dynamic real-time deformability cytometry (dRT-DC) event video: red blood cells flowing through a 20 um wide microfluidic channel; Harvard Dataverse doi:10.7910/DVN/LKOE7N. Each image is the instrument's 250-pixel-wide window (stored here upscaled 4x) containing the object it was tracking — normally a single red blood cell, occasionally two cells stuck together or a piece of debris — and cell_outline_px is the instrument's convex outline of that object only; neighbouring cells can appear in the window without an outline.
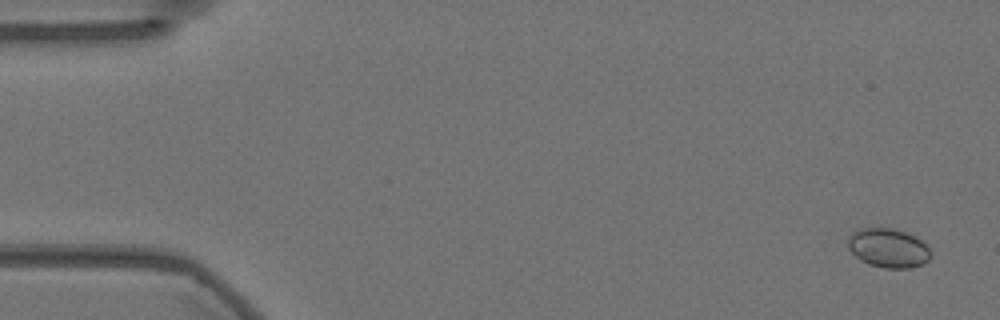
{"species": "Egyptian fruit bat (a non-hibernating species)", "species_latin": "Rousettus aegyptiacus", "temperature_condition": "warm", "stored_images_in_passage": 58, "camera_frame_rate_fps": 3000, "um_per_image_px": 0.085, "animal": {"sex": "female"}, "frame": {"image": 1, "passage_image": 3, "time_ms": 0.667, "image_size_px": [1000, 320], "cell_outline_px": [[932, 256], [924, 264], [912, 268], [884, 268], [868, 264], [860, 260], [848, 248], [848, 236], [852, 232], [864, 228], [892, 228], [908, 232], [916, 236], [928, 244], [932, 252]], "centroid_in_image_um": [75.56, 21.08], "position_along_channel_um": 9.4, "area_um2": 19.31}}
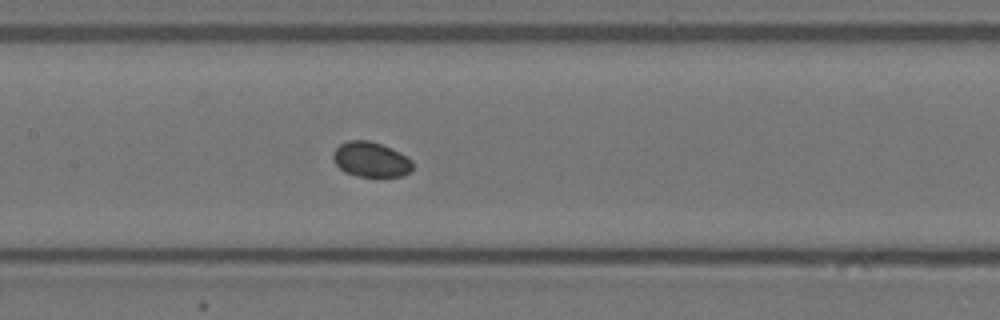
{"frame": {"image": 2, "passage_image": 28, "time_ms": 9.0, "image_size_px": [1000, 320], "cell_outline_px": [[412, 172], [404, 176], [356, 176], [344, 172], [332, 160], [332, 152], [340, 144], [348, 140], [368, 140], [392, 148], [400, 152], [412, 160]], "centroid_in_image_um": [31.52, 13.56], "position_along_channel_um": 175.9, "area_um2": 16.42}}
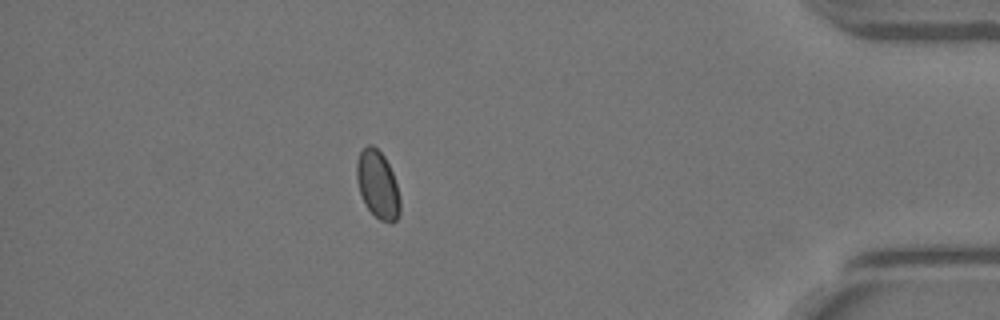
{"frame": {"image": 3, "passage_image": 51, "time_ms": 16.667, "image_size_px": [1000, 320], "cell_outline_px": [[400, 212], [396, 220], [392, 224], [380, 220], [364, 204], [356, 180], [356, 160], [360, 152], [368, 144], [372, 144], [384, 156], [392, 172], [396, 184], [400, 200]], "centroid_in_image_um": [32.09, 15.7], "position_along_channel_um": 403.1, "area_um2": 17.11}}